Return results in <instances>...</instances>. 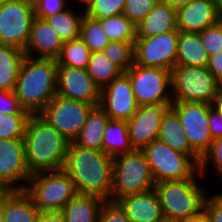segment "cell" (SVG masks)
Here are the masks:
<instances>
[{"label":"cell","instance_id":"obj_10","mask_svg":"<svg viewBox=\"0 0 222 222\" xmlns=\"http://www.w3.org/2000/svg\"><path fill=\"white\" fill-rule=\"evenodd\" d=\"M34 17L31 0H8L0 5V44L24 51Z\"/></svg>","mask_w":222,"mask_h":222},{"label":"cell","instance_id":"obj_38","mask_svg":"<svg viewBox=\"0 0 222 222\" xmlns=\"http://www.w3.org/2000/svg\"><path fill=\"white\" fill-rule=\"evenodd\" d=\"M199 36L209 57L222 51V19L199 32Z\"/></svg>","mask_w":222,"mask_h":222},{"label":"cell","instance_id":"obj_6","mask_svg":"<svg viewBox=\"0 0 222 222\" xmlns=\"http://www.w3.org/2000/svg\"><path fill=\"white\" fill-rule=\"evenodd\" d=\"M24 191L40 212L61 211L77 195L74 181L63 169L32 174Z\"/></svg>","mask_w":222,"mask_h":222},{"label":"cell","instance_id":"obj_26","mask_svg":"<svg viewBox=\"0 0 222 222\" xmlns=\"http://www.w3.org/2000/svg\"><path fill=\"white\" fill-rule=\"evenodd\" d=\"M104 201L96 196L77 194L60 212L66 222H97Z\"/></svg>","mask_w":222,"mask_h":222},{"label":"cell","instance_id":"obj_52","mask_svg":"<svg viewBox=\"0 0 222 222\" xmlns=\"http://www.w3.org/2000/svg\"><path fill=\"white\" fill-rule=\"evenodd\" d=\"M0 222H4V215H3V198L0 202Z\"/></svg>","mask_w":222,"mask_h":222},{"label":"cell","instance_id":"obj_14","mask_svg":"<svg viewBox=\"0 0 222 222\" xmlns=\"http://www.w3.org/2000/svg\"><path fill=\"white\" fill-rule=\"evenodd\" d=\"M30 177L23 138L0 139V183L9 191L25 190Z\"/></svg>","mask_w":222,"mask_h":222},{"label":"cell","instance_id":"obj_34","mask_svg":"<svg viewBox=\"0 0 222 222\" xmlns=\"http://www.w3.org/2000/svg\"><path fill=\"white\" fill-rule=\"evenodd\" d=\"M102 52L123 72L134 64V42L110 41Z\"/></svg>","mask_w":222,"mask_h":222},{"label":"cell","instance_id":"obj_41","mask_svg":"<svg viewBox=\"0 0 222 222\" xmlns=\"http://www.w3.org/2000/svg\"><path fill=\"white\" fill-rule=\"evenodd\" d=\"M97 222H131L117 202L106 200L101 206Z\"/></svg>","mask_w":222,"mask_h":222},{"label":"cell","instance_id":"obj_53","mask_svg":"<svg viewBox=\"0 0 222 222\" xmlns=\"http://www.w3.org/2000/svg\"><path fill=\"white\" fill-rule=\"evenodd\" d=\"M90 1L91 0H77L75 2H77V3L79 2L78 4H82V6L80 5V7L85 8Z\"/></svg>","mask_w":222,"mask_h":222},{"label":"cell","instance_id":"obj_24","mask_svg":"<svg viewBox=\"0 0 222 222\" xmlns=\"http://www.w3.org/2000/svg\"><path fill=\"white\" fill-rule=\"evenodd\" d=\"M109 120V116L99 105L94 106L73 143L82 148L102 151L104 130Z\"/></svg>","mask_w":222,"mask_h":222},{"label":"cell","instance_id":"obj_8","mask_svg":"<svg viewBox=\"0 0 222 222\" xmlns=\"http://www.w3.org/2000/svg\"><path fill=\"white\" fill-rule=\"evenodd\" d=\"M155 183L193 178L199 165L189 156L155 139L143 149Z\"/></svg>","mask_w":222,"mask_h":222},{"label":"cell","instance_id":"obj_3","mask_svg":"<svg viewBox=\"0 0 222 222\" xmlns=\"http://www.w3.org/2000/svg\"><path fill=\"white\" fill-rule=\"evenodd\" d=\"M57 68L55 59L24 57L14 93L31 114H39L56 95Z\"/></svg>","mask_w":222,"mask_h":222},{"label":"cell","instance_id":"obj_33","mask_svg":"<svg viewBox=\"0 0 222 222\" xmlns=\"http://www.w3.org/2000/svg\"><path fill=\"white\" fill-rule=\"evenodd\" d=\"M80 38L91 52L102 51L110 42L100 22L84 14L80 24Z\"/></svg>","mask_w":222,"mask_h":222},{"label":"cell","instance_id":"obj_17","mask_svg":"<svg viewBox=\"0 0 222 222\" xmlns=\"http://www.w3.org/2000/svg\"><path fill=\"white\" fill-rule=\"evenodd\" d=\"M170 105L138 106L127 121L130 141L134 149H143L157 139L162 117Z\"/></svg>","mask_w":222,"mask_h":222},{"label":"cell","instance_id":"obj_27","mask_svg":"<svg viewBox=\"0 0 222 222\" xmlns=\"http://www.w3.org/2000/svg\"><path fill=\"white\" fill-rule=\"evenodd\" d=\"M25 57L24 51L0 44V89L14 91L19 71Z\"/></svg>","mask_w":222,"mask_h":222},{"label":"cell","instance_id":"obj_15","mask_svg":"<svg viewBox=\"0 0 222 222\" xmlns=\"http://www.w3.org/2000/svg\"><path fill=\"white\" fill-rule=\"evenodd\" d=\"M100 93L101 89L89 76L87 69L58 66L56 95L97 106Z\"/></svg>","mask_w":222,"mask_h":222},{"label":"cell","instance_id":"obj_22","mask_svg":"<svg viewBox=\"0 0 222 222\" xmlns=\"http://www.w3.org/2000/svg\"><path fill=\"white\" fill-rule=\"evenodd\" d=\"M157 139L173 150L189 155L198 165L200 164L201 157L190 147L180 117L171 106L162 117Z\"/></svg>","mask_w":222,"mask_h":222},{"label":"cell","instance_id":"obj_44","mask_svg":"<svg viewBox=\"0 0 222 222\" xmlns=\"http://www.w3.org/2000/svg\"><path fill=\"white\" fill-rule=\"evenodd\" d=\"M208 123H209L210 134L213 140L222 137V116L212 107L210 108L209 111Z\"/></svg>","mask_w":222,"mask_h":222},{"label":"cell","instance_id":"obj_54","mask_svg":"<svg viewBox=\"0 0 222 222\" xmlns=\"http://www.w3.org/2000/svg\"><path fill=\"white\" fill-rule=\"evenodd\" d=\"M6 1H8V0H0V5H2Z\"/></svg>","mask_w":222,"mask_h":222},{"label":"cell","instance_id":"obj_43","mask_svg":"<svg viewBox=\"0 0 222 222\" xmlns=\"http://www.w3.org/2000/svg\"><path fill=\"white\" fill-rule=\"evenodd\" d=\"M204 214L206 215L208 222H222V192L218 194L207 195Z\"/></svg>","mask_w":222,"mask_h":222},{"label":"cell","instance_id":"obj_49","mask_svg":"<svg viewBox=\"0 0 222 222\" xmlns=\"http://www.w3.org/2000/svg\"><path fill=\"white\" fill-rule=\"evenodd\" d=\"M177 222H208V219L203 212L201 215H199L197 217L190 218V219H182Z\"/></svg>","mask_w":222,"mask_h":222},{"label":"cell","instance_id":"obj_45","mask_svg":"<svg viewBox=\"0 0 222 222\" xmlns=\"http://www.w3.org/2000/svg\"><path fill=\"white\" fill-rule=\"evenodd\" d=\"M207 69L222 86V51L209 57Z\"/></svg>","mask_w":222,"mask_h":222},{"label":"cell","instance_id":"obj_12","mask_svg":"<svg viewBox=\"0 0 222 222\" xmlns=\"http://www.w3.org/2000/svg\"><path fill=\"white\" fill-rule=\"evenodd\" d=\"M179 30L148 38H136L134 64L171 71L176 66Z\"/></svg>","mask_w":222,"mask_h":222},{"label":"cell","instance_id":"obj_11","mask_svg":"<svg viewBox=\"0 0 222 222\" xmlns=\"http://www.w3.org/2000/svg\"><path fill=\"white\" fill-rule=\"evenodd\" d=\"M93 104L55 95L39 113L67 140L73 142L83 128Z\"/></svg>","mask_w":222,"mask_h":222},{"label":"cell","instance_id":"obj_18","mask_svg":"<svg viewBox=\"0 0 222 222\" xmlns=\"http://www.w3.org/2000/svg\"><path fill=\"white\" fill-rule=\"evenodd\" d=\"M176 11L177 30L180 32L199 33L222 19L215 0H193Z\"/></svg>","mask_w":222,"mask_h":222},{"label":"cell","instance_id":"obj_9","mask_svg":"<svg viewBox=\"0 0 222 222\" xmlns=\"http://www.w3.org/2000/svg\"><path fill=\"white\" fill-rule=\"evenodd\" d=\"M125 73L138 106L171 105V71L133 64Z\"/></svg>","mask_w":222,"mask_h":222},{"label":"cell","instance_id":"obj_25","mask_svg":"<svg viewBox=\"0 0 222 222\" xmlns=\"http://www.w3.org/2000/svg\"><path fill=\"white\" fill-rule=\"evenodd\" d=\"M209 56L205 50L199 33L180 32L176 65L207 67Z\"/></svg>","mask_w":222,"mask_h":222},{"label":"cell","instance_id":"obj_46","mask_svg":"<svg viewBox=\"0 0 222 222\" xmlns=\"http://www.w3.org/2000/svg\"><path fill=\"white\" fill-rule=\"evenodd\" d=\"M36 222H66L60 211L40 212Z\"/></svg>","mask_w":222,"mask_h":222},{"label":"cell","instance_id":"obj_21","mask_svg":"<svg viewBox=\"0 0 222 222\" xmlns=\"http://www.w3.org/2000/svg\"><path fill=\"white\" fill-rule=\"evenodd\" d=\"M176 30V8L159 0L148 15L136 25V38H148Z\"/></svg>","mask_w":222,"mask_h":222},{"label":"cell","instance_id":"obj_37","mask_svg":"<svg viewBox=\"0 0 222 222\" xmlns=\"http://www.w3.org/2000/svg\"><path fill=\"white\" fill-rule=\"evenodd\" d=\"M209 163L213 164L216 174L222 177V137L216 138L212 141V145L209 150L202 156L199 164V172L201 173L203 179L209 172L207 167ZM207 170V171H206ZM205 175V176H204Z\"/></svg>","mask_w":222,"mask_h":222},{"label":"cell","instance_id":"obj_13","mask_svg":"<svg viewBox=\"0 0 222 222\" xmlns=\"http://www.w3.org/2000/svg\"><path fill=\"white\" fill-rule=\"evenodd\" d=\"M180 117L190 147L202 158L212 145L208 116L211 104L204 102H172Z\"/></svg>","mask_w":222,"mask_h":222},{"label":"cell","instance_id":"obj_36","mask_svg":"<svg viewBox=\"0 0 222 222\" xmlns=\"http://www.w3.org/2000/svg\"><path fill=\"white\" fill-rule=\"evenodd\" d=\"M30 115L0 114V139L24 138Z\"/></svg>","mask_w":222,"mask_h":222},{"label":"cell","instance_id":"obj_39","mask_svg":"<svg viewBox=\"0 0 222 222\" xmlns=\"http://www.w3.org/2000/svg\"><path fill=\"white\" fill-rule=\"evenodd\" d=\"M159 0H126L123 14L138 25Z\"/></svg>","mask_w":222,"mask_h":222},{"label":"cell","instance_id":"obj_40","mask_svg":"<svg viewBox=\"0 0 222 222\" xmlns=\"http://www.w3.org/2000/svg\"><path fill=\"white\" fill-rule=\"evenodd\" d=\"M35 16L38 18L51 17L68 8V0H31Z\"/></svg>","mask_w":222,"mask_h":222},{"label":"cell","instance_id":"obj_30","mask_svg":"<svg viewBox=\"0 0 222 222\" xmlns=\"http://www.w3.org/2000/svg\"><path fill=\"white\" fill-rule=\"evenodd\" d=\"M87 72L100 89L123 73L102 51L91 52Z\"/></svg>","mask_w":222,"mask_h":222},{"label":"cell","instance_id":"obj_1","mask_svg":"<svg viewBox=\"0 0 222 222\" xmlns=\"http://www.w3.org/2000/svg\"><path fill=\"white\" fill-rule=\"evenodd\" d=\"M62 169L74 181L77 194L111 201L113 158L103 151L70 142Z\"/></svg>","mask_w":222,"mask_h":222},{"label":"cell","instance_id":"obj_47","mask_svg":"<svg viewBox=\"0 0 222 222\" xmlns=\"http://www.w3.org/2000/svg\"><path fill=\"white\" fill-rule=\"evenodd\" d=\"M212 108L216 110L222 116V86L219 88L216 96L214 97L212 103Z\"/></svg>","mask_w":222,"mask_h":222},{"label":"cell","instance_id":"obj_29","mask_svg":"<svg viewBox=\"0 0 222 222\" xmlns=\"http://www.w3.org/2000/svg\"><path fill=\"white\" fill-rule=\"evenodd\" d=\"M71 7L57 13L51 17H45L48 24L57 32L63 42L80 37V24L84 15V9L76 13Z\"/></svg>","mask_w":222,"mask_h":222},{"label":"cell","instance_id":"obj_2","mask_svg":"<svg viewBox=\"0 0 222 222\" xmlns=\"http://www.w3.org/2000/svg\"><path fill=\"white\" fill-rule=\"evenodd\" d=\"M26 166L30 174L63 168L70 143L39 114H31L23 138Z\"/></svg>","mask_w":222,"mask_h":222},{"label":"cell","instance_id":"obj_19","mask_svg":"<svg viewBox=\"0 0 222 222\" xmlns=\"http://www.w3.org/2000/svg\"><path fill=\"white\" fill-rule=\"evenodd\" d=\"M63 43L45 19L35 16L31 23L30 37L24 54L30 58L56 59Z\"/></svg>","mask_w":222,"mask_h":222},{"label":"cell","instance_id":"obj_4","mask_svg":"<svg viewBox=\"0 0 222 222\" xmlns=\"http://www.w3.org/2000/svg\"><path fill=\"white\" fill-rule=\"evenodd\" d=\"M197 176L202 177L198 172L193 178L155 183L154 190L158 195L165 221L177 222L197 217L204 212L208 191L198 182Z\"/></svg>","mask_w":222,"mask_h":222},{"label":"cell","instance_id":"obj_51","mask_svg":"<svg viewBox=\"0 0 222 222\" xmlns=\"http://www.w3.org/2000/svg\"><path fill=\"white\" fill-rule=\"evenodd\" d=\"M215 3L217 5L218 13L220 17L222 18V0H215Z\"/></svg>","mask_w":222,"mask_h":222},{"label":"cell","instance_id":"obj_16","mask_svg":"<svg viewBox=\"0 0 222 222\" xmlns=\"http://www.w3.org/2000/svg\"><path fill=\"white\" fill-rule=\"evenodd\" d=\"M99 106L111 120L127 122L135 114L138 104L125 72L101 88Z\"/></svg>","mask_w":222,"mask_h":222},{"label":"cell","instance_id":"obj_42","mask_svg":"<svg viewBox=\"0 0 222 222\" xmlns=\"http://www.w3.org/2000/svg\"><path fill=\"white\" fill-rule=\"evenodd\" d=\"M0 114L6 115H31L25 110L14 91H6L0 89Z\"/></svg>","mask_w":222,"mask_h":222},{"label":"cell","instance_id":"obj_48","mask_svg":"<svg viewBox=\"0 0 222 222\" xmlns=\"http://www.w3.org/2000/svg\"><path fill=\"white\" fill-rule=\"evenodd\" d=\"M164 3H167L169 4L171 7H174V8H179L183 5H186L187 3L193 1V0H160Z\"/></svg>","mask_w":222,"mask_h":222},{"label":"cell","instance_id":"obj_35","mask_svg":"<svg viewBox=\"0 0 222 222\" xmlns=\"http://www.w3.org/2000/svg\"><path fill=\"white\" fill-rule=\"evenodd\" d=\"M126 0H91L84 9V14L93 19H103L123 14Z\"/></svg>","mask_w":222,"mask_h":222},{"label":"cell","instance_id":"obj_50","mask_svg":"<svg viewBox=\"0 0 222 222\" xmlns=\"http://www.w3.org/2000/svg\"><path fill=\"white\" fill-rule=\"evenodd\" d=\"M9 192V190L2 184L0 183V202L2 198Z\"/></svg>","mask_w":222,"mask_h":222},{"label":"cell","instance_id":"obj_31","mask_svg":"<svg viewBox=\"0 0 222 222\" xmlns=\"http://www.w3.org/2000/svg\"><path fill=\"white\" fill-rule=\"evenodd\" d=\"M90 55V49L83 40L78 37L70 41H65L55 60L58 66L87 69Z\"/></svg>","mask_w":222,"mask_h":222},{"label":"cell","instance_id":"obj_20","mask_svg":"<svg viewBox=\"0 0 222 222\" xmlns=\"http://www.w3.org/2000/svg\"><path fill=\"white\" fill-rule=\"evenodd\" d=\"M116 202L131 222H165L161 204L154 189L124 196Z\"/></svg>","mask_w":222,"mask_h":222},{"label":"cell","instance_id":"obj_23","mask_svg":"<svg viewBox=\"0 0 222 222\" xmlns=\"http://www.w3.org/2000/svg\"><path fill=\"white\" fill-rule=\"evenodd\" d=\"M39 213L24 190H10L3 197L4 222H36Z\"/></svg>","mask_w":222,"mask_h":222},{"label":"cell","instance_id":"obj_32","mask_svg":"<svg viewBox=\"0 0 222 222\" xmlns=\"http://www.w3.org/2000/svg\"><path fill=\"white\" fill-rule=\"evenodd\" d=\"M97 20L110 41L135 42L136 25L124 14Z\"/></svg>","mask_w":222,"mask_h":222},{"label":"cell","instance_id":"obj_5","mask_svg":"<svg viewBox=\"0 0 222 222\" xmlns=\"http://www.w3.org/2000/svg\"><path fill=\"white\" fill-rule=\"evenodd\" d=\"M155 181L142 149H134L113 158L111 201L130 194L154 189Z\"/></svg>","mask_w":222,"mask_h":222},{"label":"cell","instance_id":"obj_28","mask_svg":"<svg viewBox=\"0 0 222 222\" xmlns=\"http://www.w3.org/2000/svg\"><path fill=\"white\" fill-rule=\"evenodd\" d=\"M132 150L127 122L110 119L104 130L102 151L114 158Z\"/></svg>","mask_w":222,"mask_h":222},{"label":"cell","instance_id":"obj_7","mask_svg":"<svg viewBox=\"0 0 222 222\" xmlns=\"http://www.w3.org/2000/svg\"><path fill=\"white\" fill-rule=\"evenodd\" d=\"M220 87L207 67L176 65L171 70L172 102L211 104Z\"/></svg>","mask_w":222,"mask_h":222}]
</instances>
